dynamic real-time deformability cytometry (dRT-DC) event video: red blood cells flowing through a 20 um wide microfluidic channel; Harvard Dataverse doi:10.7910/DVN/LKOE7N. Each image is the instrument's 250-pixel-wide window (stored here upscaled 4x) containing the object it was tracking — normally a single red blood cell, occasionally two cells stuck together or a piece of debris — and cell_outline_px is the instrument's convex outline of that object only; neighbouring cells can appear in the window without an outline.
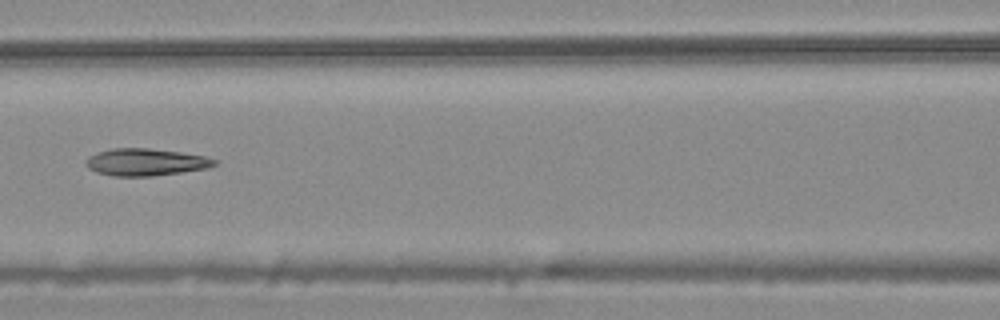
{"species": "common noctule bat (a hibernating species)", "species_latin": "Nyctalus noctula", "temperature_condition": "warm", "stored_images_in_passage": 9, "camera_frame_rate_fps": 3000, "um_per_image_px": 0.085, "animal": {"sex": "male", "body_mass_g": 20.4}, "frame": {"image": 1, "passage_image": 7, "time_ms": 2.0, "image_size_px": [1000, 320], "cell_outline_px": [[216, 164], [208, 168], [152, 176], [112, 176], [96, 172], [88, 168], [84, 164], [88, 156], [112, 148], [148, 148], [180, 152], [204, 156], [216, 160]], "centroid_in_image_um": [12.35, 13.78], "position_along_channel_um": 154.3, "area_um2": 20.23}}
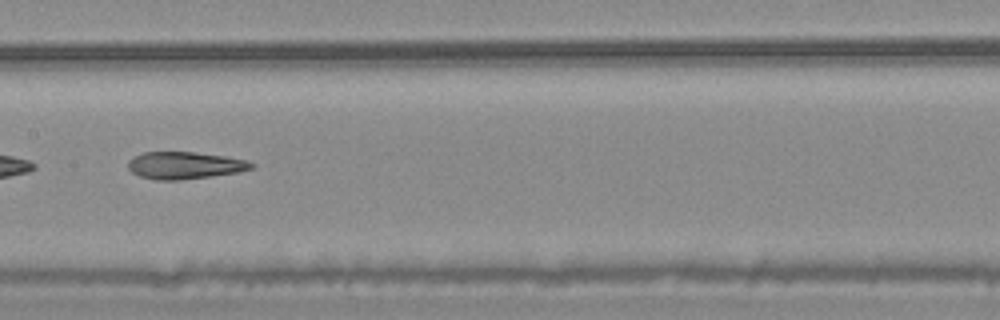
{"frame": {"image": 2, "passage_image": 8, "time_ms": 2.333, "image_size_px": [1000, 320], "cell_outline_px": [[256, 164], [252, 168], [240, 172], [212, 176], [180, 180], [156, 180], [140, 176], [132, 172], [128, 168], [128, 160], [144, 152], [196, 152], [224, 156], [244, 160]], "centroid_in_image_um": [15.7, 14.06], "position_along_channel_um": 191.7, "area_um2": 19.48}}
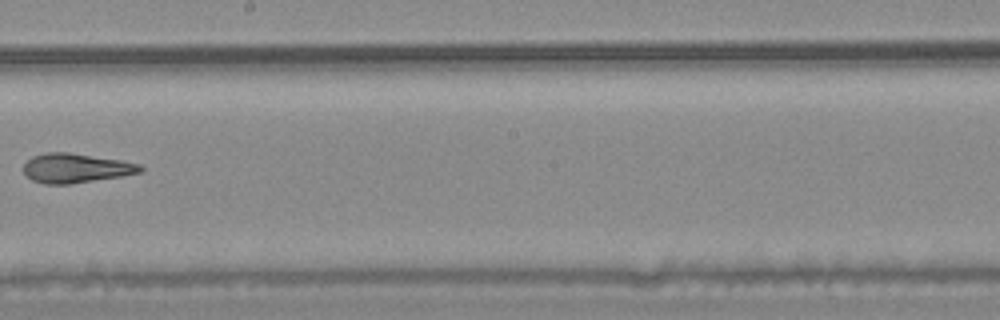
{"frame": {"image": 3, "passage_image": 9, "time_ms": 2.667, "image_size_px": [1000, 320], "cell_outline_px": [[144, 172], [72, 184], [44, 184], [32, 180], [24, 172], [24, 164], [32, 156], [44, 152], [68, 152], [120, 160], [140, 164], [144, 168]], "centroid_in_image_um": [6.45, 14.29], "position_along_channel_um": 241.7, "area_um2": 20.0}}